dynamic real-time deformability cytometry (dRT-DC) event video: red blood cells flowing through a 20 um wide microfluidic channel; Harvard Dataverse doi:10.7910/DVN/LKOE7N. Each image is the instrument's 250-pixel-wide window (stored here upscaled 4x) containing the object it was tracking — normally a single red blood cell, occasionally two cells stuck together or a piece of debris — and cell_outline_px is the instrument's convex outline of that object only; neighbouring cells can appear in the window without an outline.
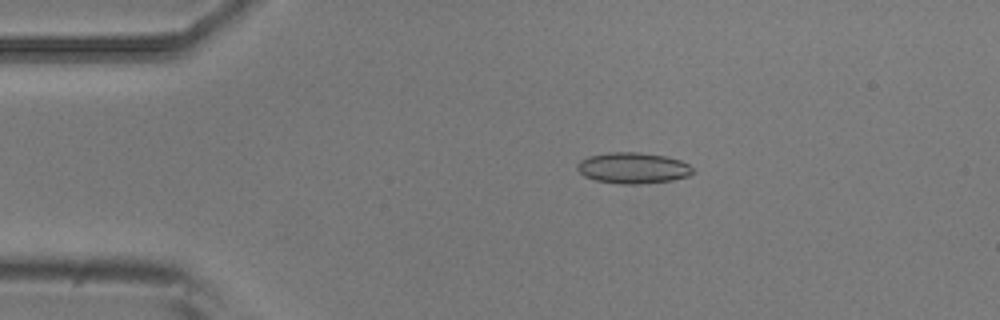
{"species": "common noctule bat (a hibernating species)", "species_latin": "Nyctalus noctula", "temperature_condition": "room temperature", "stored_images_in_passage": 6, "camera_frame_rate_fps": 3000, "um_per_image_px": 0.085, "animal": {"sex": "male", "body_mass_g": 20.5, "forearm_length_mm": 52.5}, "frame": {"image": 1, "passage_image": 3, "time_ms": 0.667, "image_size_px": [1000, 320], "cell_outline_px": [[692, 172], [688, 176], [672, 180], [640, 184], [620, 184], [596, 180], [584, 176], [576, 168], [576, 164], [580, 160], [588, 156], [608, 152], [640, 152], [664, 156], [680, 160], [688, 164], [692, 168]], "centroid_in_image_um": [53.76, 14.27], "position_along_channel_um": 31.2, "area_um2": 20.87}}
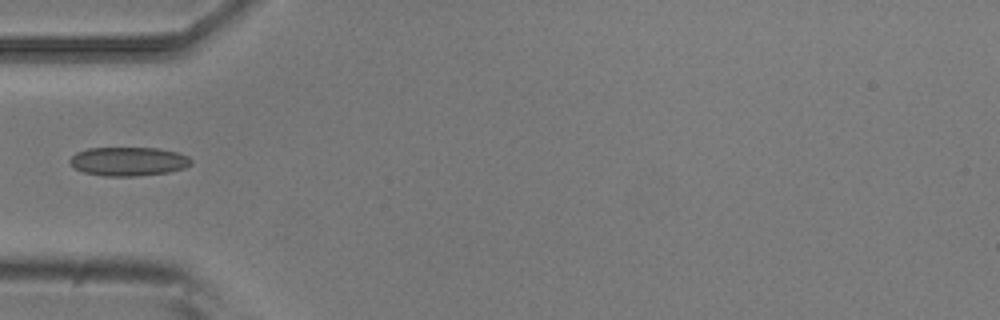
{"frame": {"image": 2, "passage_image": 5, "time_ms": 1.333, "image_size_px": [1000, 320], "cell_outline_px": [[192, 164], [184, 168], [168, 172], [136, 176], [104, 176], [84, 172], [76, 168], [68, 160], [76, 152], [88, 148], [160, 148], [176, 152], [188, 156], [192, 160]], "centroid_in_image_um": [10.93, 13.71], "position_along_channel_um": 74.1, "area_um2": 20.35}}
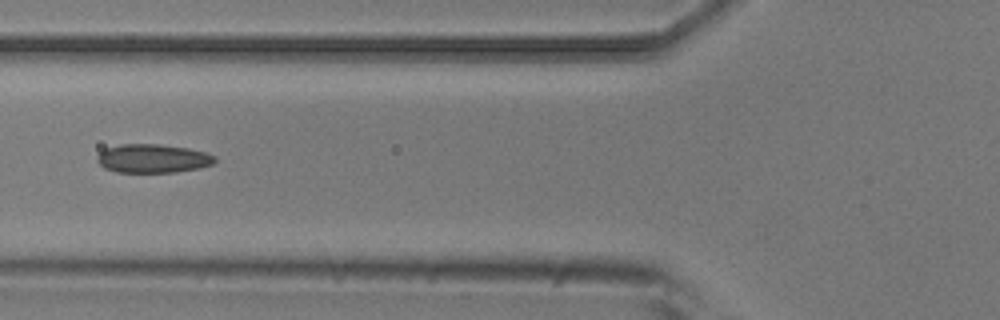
{"frame": {"image": 3, "passage_image": 6, "time_ms": 1.667, "image_size_px": [1000, 320], "cell_outline_px": [[216, 160], [212, 164], [200, 168], [176, 172], [116, 172], [104, 168], [96, 160], [96, 156], [104, 148], [120, 144], [160, 144], [188, 148], [208, 152], [216, 156]], "centroid_in_image_um": [12.99, 13.46], "position_along_channel_um": 112.8, "area_um2": 19.94}}